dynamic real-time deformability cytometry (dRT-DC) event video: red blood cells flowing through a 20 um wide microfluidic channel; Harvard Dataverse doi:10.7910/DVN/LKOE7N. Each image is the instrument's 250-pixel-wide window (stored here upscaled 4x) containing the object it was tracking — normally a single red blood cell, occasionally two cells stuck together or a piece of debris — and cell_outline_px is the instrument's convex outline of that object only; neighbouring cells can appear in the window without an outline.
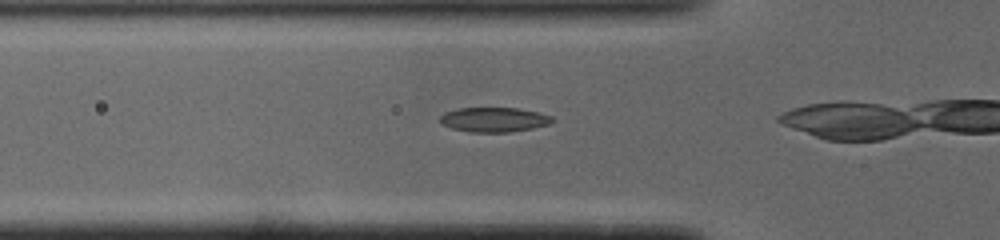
{"species": "common noctule bat (a hibernating species)", "species_latin": "Nyctalus noctula", "temperature_condition": "cold", "stored_images_in_passage": 16, "camera_frame_rate_fps": 3000, "um_per_image_px": 0.085, "animal": {"sex": "male", "body_mass_g": 19.0, "forearm_length_mm": 50.8}, "frame": {"image": 1, "passage_image": 12, "time_ms": 3.667, "image_size_px": [1000, 240], "cell_outline_px": [[556, 120], [548, 124], [532, 128], [508, 132], [468, 132], [452, 128], [440, 124], [440, 116], [444, 112], [460, 108], [516, 108], [536, 112], [552, 116]], "centroid_in_image_um": [41.96, 10.17], "position_along_channel_um": 83.8, "area_um2": 16.07}}